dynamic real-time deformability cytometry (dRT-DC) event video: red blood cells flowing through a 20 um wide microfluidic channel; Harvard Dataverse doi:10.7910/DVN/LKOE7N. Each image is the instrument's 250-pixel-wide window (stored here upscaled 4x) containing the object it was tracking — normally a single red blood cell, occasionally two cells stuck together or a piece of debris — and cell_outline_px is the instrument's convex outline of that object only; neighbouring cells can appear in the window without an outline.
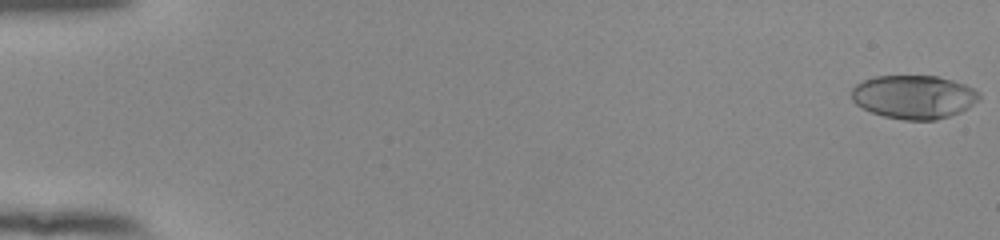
{"species": "human", "species_latin": "Homo sapiens", "temperature_condition": "room temperature", "stored_images_in_passage": 55, "camera_frame_rate_fps": 3000, "um_per_image_px": 0.085, "donor": {"sex": "female"}, "frame": {"image": 1, "passage_image": 1, "time_ms": 0.0, "image_size_px": [1000, 240], "cell_outline_px": [[980, 100], [968, 108], [960, 112], [936, 120], [904, 120], [884, 116], [872, 112], [856, 104], [852, 100], [852, 88], [856, 84], [864, 80], [876, 76], [936, 76], [952, 80], [964, 84], [980, 92]], "centroid_in_image_um": [77.69, 8.24], "position_along_channel_um": 7.3, "area_um2": 32.37}}
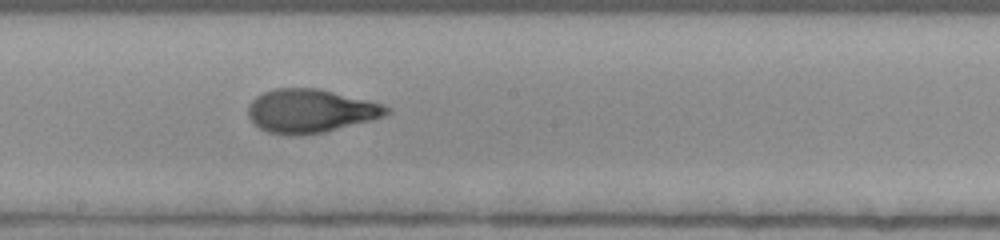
{"frame": {"image": 2, "passage_image": 32, "time_ms": 10.333, "image_size_px": [1000, 240], "cell_outline_px": [[392, 112], [384, 116], [372, 120], [324, 132], [300, 136], [288, 136], [268, 132], [260, 128], [248, 116], [248, 104], [256, 96], [264, 92], [276, 88], [320, 88], [384, 104], [392, 108]], "centroid_in_image_um": [26.42, 9.43], "position_along_channel_um": 221.8, "area_um2": 35.49}}
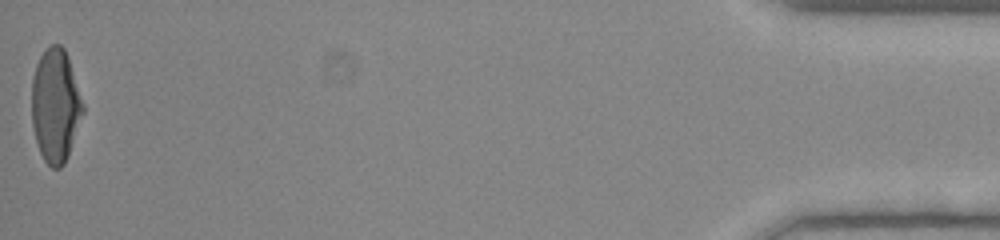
{"frame": {"image": 3, "passage_image": 55, "time_ms": 18.0, "image_size_px": [1000, 240], "cell_outline_px": [[84, 112], [68, 156], [64, 164], [60, 168], [52, 168], [44, 160], [40, 152], [36, 140], [32, 124], [32, 76], [36, 64], [40, 56], [52, 44], [60, 44], [64, 48], [68, 56], [84, 104]], "centroid_in_image_um": [4.72, 8.97], "position_along_channel_um": 430.5, "area_um2": 33.93}, "authors_computed_cell_mechanics": {"area_um2": 33.7552, "velocity_mm_per_s": 3.8943, "shape_relaxation_time_tau1_ms": 6.3385, "shape_relaxation_time_tau2_ms": 1.012, "deformation_change_tau1": 0.2574, "deformation_change_tau2": 0.0759}}